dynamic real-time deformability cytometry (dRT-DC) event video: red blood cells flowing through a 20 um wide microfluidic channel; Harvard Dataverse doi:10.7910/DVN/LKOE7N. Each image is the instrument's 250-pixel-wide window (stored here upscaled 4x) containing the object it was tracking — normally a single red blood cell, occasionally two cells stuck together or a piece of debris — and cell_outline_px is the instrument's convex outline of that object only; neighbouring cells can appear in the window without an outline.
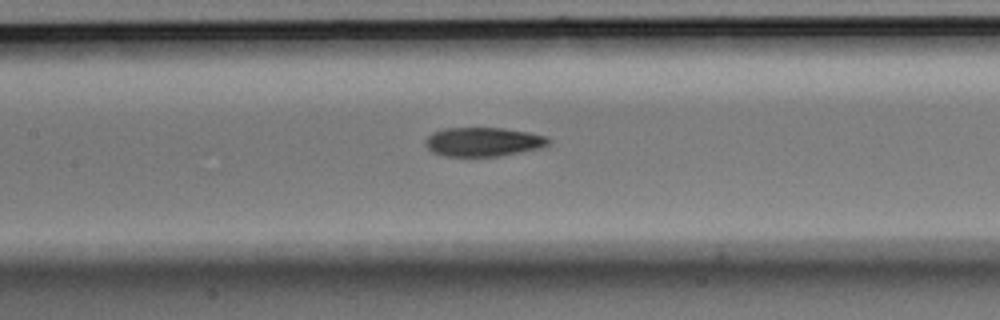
{"species": "Egyptian fruit bat (a non-hibernating species)", "species_latin": "Rousettus aegyptiacus", "temperature_condition": "room temperature", "stored_images_in_passage": 7, "camera_frame_rate_fps": 3000, "um_per_image_px": 0.085, "animal": {"sex": "male"}, "frame": {"image": 1, "passage_image": 7, "time_ms": 2.0, "image_size_px": [1000, 320], "cell_outline_px": [[552, 140], [548, 144], [540, 148], [500, 156], [444, 156], [432, 152], [424, 144], [424, 140], [432, 132], [444, 128], [504, 128], [528, 132], [548, 136]], "centroid_in_image_um": [41.07, 12.05], "position_along_channel_um": 166.3, "area_um2": 20.98}}